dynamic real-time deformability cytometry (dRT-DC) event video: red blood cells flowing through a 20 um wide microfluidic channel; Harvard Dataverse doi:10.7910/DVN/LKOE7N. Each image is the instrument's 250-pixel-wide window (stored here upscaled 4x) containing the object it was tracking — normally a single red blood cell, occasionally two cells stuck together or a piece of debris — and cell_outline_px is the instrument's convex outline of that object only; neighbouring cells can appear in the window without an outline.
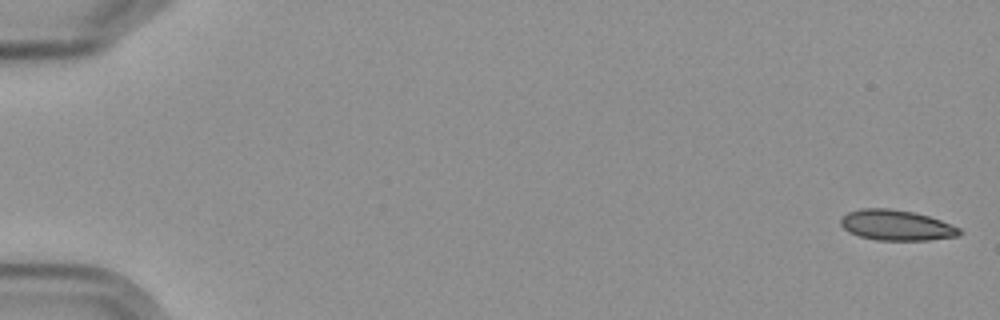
{"species": "Egyptian fruit bat (a non-hibernating species)", "species_latin": "Rousettus aegyptiacus", "temperature_condition": "cold", "stored_images_in_passage": 4, "camera_frame_rate_fps": 3000, "um_per_image_px": 0.085, "frame": {"image": 1, "passage_image": 1, "time_ms": 0.0, "image_size_px": [1000, 320], "cell_outline_px": [[964, 232], [960, 236], [928, 240], [876, 240], [860, 236], [848, 232], [840, 224], [840, 220], [848, 212], [860, 208], [888, 208], [912, 212], [928, 216], [940, 220], [960, 228]], "centroid_in_image_um": [76.21, 19.15], "position_along_channel_um": 8.8, "area_um2": 21.1}}